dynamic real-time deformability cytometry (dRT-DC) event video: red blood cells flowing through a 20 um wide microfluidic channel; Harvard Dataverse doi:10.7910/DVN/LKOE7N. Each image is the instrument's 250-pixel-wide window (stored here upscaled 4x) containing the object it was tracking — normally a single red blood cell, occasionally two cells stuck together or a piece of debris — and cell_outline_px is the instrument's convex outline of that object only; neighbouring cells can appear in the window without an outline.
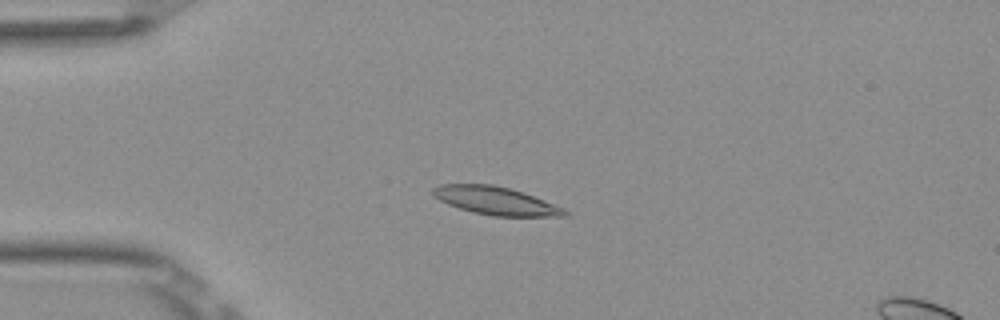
{"species": "Egyptian fruit bat (a non-hibernating species)", "species_latin": "Rousettus aegyptiacus", "temperature_condition": "room temperature", "stored_images_in_passage": 52, "camera_frame_rate_fps": 3000, "um_per_image_px": 0.085, "frame": {"image": 1, "passage_image": 13, "time_ms": 4.0, "image_size_px": [1000, 320], "cell_outline_px": [[568, 216], [492, 216], [472, 212], [448, 204], [440, 200], [432, 192], [432, 188], [440, 184], [492, 184], [524, 192], [564, 208], [568, 212]], "centroid_in_image_um": [42.15, 17.06], "position_along_channel_um": 42.9, "area_um2": 21.39}}
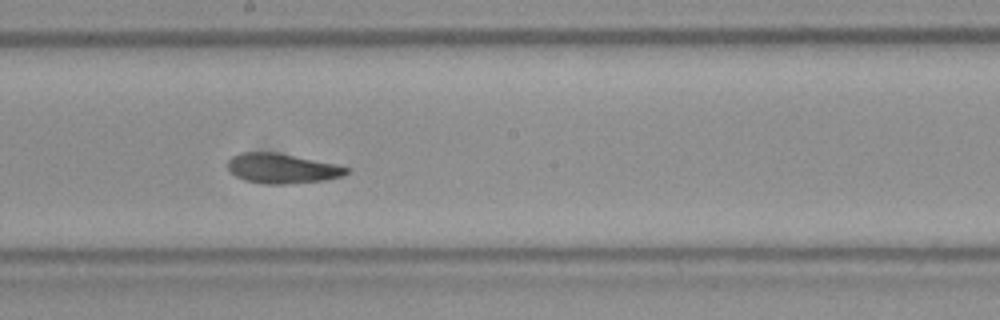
{"frame": {"image": 2, "passage_image": 29, "time_ms": 9.333, "image_size_px": [1000, 320], "cell_outline_px": [[352, 168], [348, 172], [340, 176], [324, 180], [284, 184], [268, 184], [244, 180], [236, 176], [228, 168], [228, 160], [232, 156], [240, 152], [276, 152], [336, 164]], "centroid_in_image_um": [23.97, 14.3], "position_along_channel_um": 224.2, "area_um2": 20.52}}
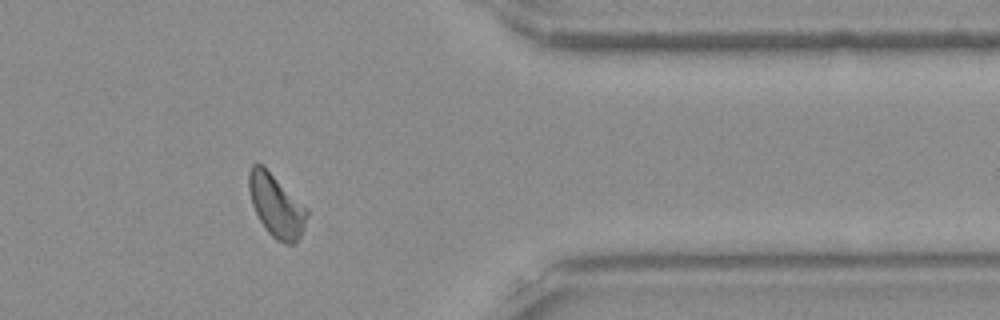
{"frame": {"image": 3, "passage_image": 43, "time_ms": 14.0, "image_size_px": [1000, 320], "cell_outline_px": [[308, 216], [304, 228], [296, 244], [284, 244], [276, 240], [268, 232], [260, 220], [252, 204], [248, 188], [248, 172], [252, 164], [260, 164], [308, 208]], "centroid_in_image_um": [23.49, 17.52], "position_along_channel_um": 387.9, "area_um2": 20.98}, "authors_computed_cell_mechanics": {"area_um2": 20.7791, "velocity_mm_per_s": 3.8614, "shape_relaxation_time_tau1_ms": 3.0884, "shape_relaxation_time_tau2_ms": 2.7714, "deformation_change_tau1": 0.1198, "deformation_change_tau2": 0.1056}}